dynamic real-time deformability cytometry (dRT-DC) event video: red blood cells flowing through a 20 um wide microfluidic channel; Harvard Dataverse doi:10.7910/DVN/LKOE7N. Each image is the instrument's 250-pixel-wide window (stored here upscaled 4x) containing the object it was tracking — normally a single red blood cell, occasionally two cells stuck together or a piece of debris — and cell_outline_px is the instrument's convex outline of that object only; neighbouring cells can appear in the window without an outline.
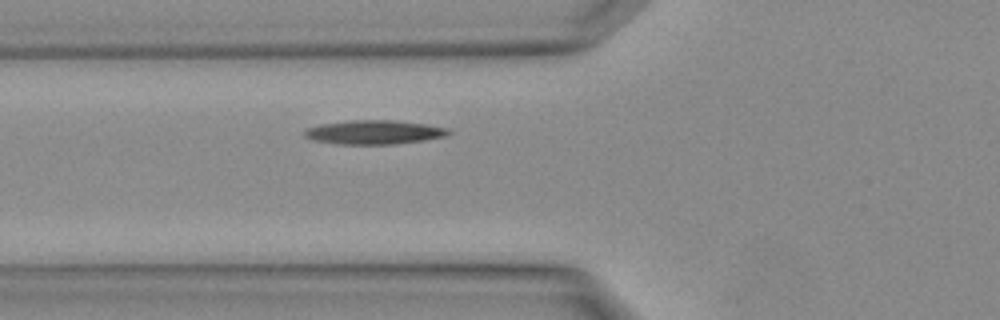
{"species": "Egyptian fruit bat (a non-hibernating species)", "species_latin": "Rousettus aegyptiacus", "temperature_condition": "warm", "stored_images_in_passage": 3, "camera_frame_rate_fps": 3000, "um_per_image_px": 0.085, "animal": {"sex": "female"}, "frame": {"image": 1, "passage_image": 3, "time_ms": 0.667, "image_size_px": [1000, 320], "cell_outline_px": [[452, 132], [448, 136], [424, 140], [396, 144], [340, 144], [312, 140], [304, 136], [304, 132], [308, 128], [320, 124], [348, 120], [392, 120], [424, 124], [448, 128]], "centroid_in_image_um": [31.81, 11.24], "position_along_channel_um": 94.0, "area_um2": 20.17}}